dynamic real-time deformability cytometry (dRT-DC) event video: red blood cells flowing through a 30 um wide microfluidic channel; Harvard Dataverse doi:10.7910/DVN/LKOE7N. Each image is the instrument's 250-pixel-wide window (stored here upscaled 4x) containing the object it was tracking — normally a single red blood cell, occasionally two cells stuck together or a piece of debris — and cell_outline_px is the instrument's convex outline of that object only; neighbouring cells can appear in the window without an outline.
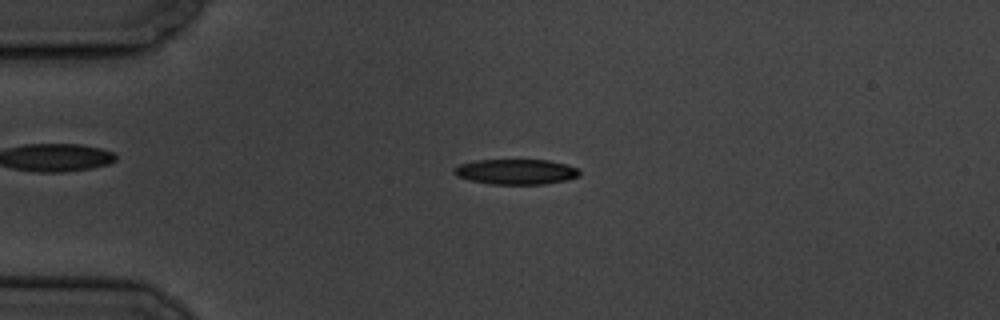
{"species": "common noctule bat (a hibernating species)", "species_latin": "Nyctalus noctula", "temperature_condition": "cold", "stored_images_in_passage": 57, "camera_frame_rate_fps": 3000, "um_per_image_px": 0.085, "animal": {"sex": "male", "body_mass_g": 19.5, "forearm_length_mm": 54.6}, "frame": {"image": 1, "passage_image": 13, "time_ms": 4.0, "image_size_px": [1000, 320], "cell_outline_px": [[580, 176], [564, 180], [544, 184], [488, 184], [468, 180], [456, 176], [452, 172], [452, 168], [460, 164], [476, 160], [548, 160], [568, 164], [576, 168], [580, 172]], "centroid_in_image_um": [43.81, 14.6], "position_along_channel_um": 41.2, "area_um2": 18.61}}
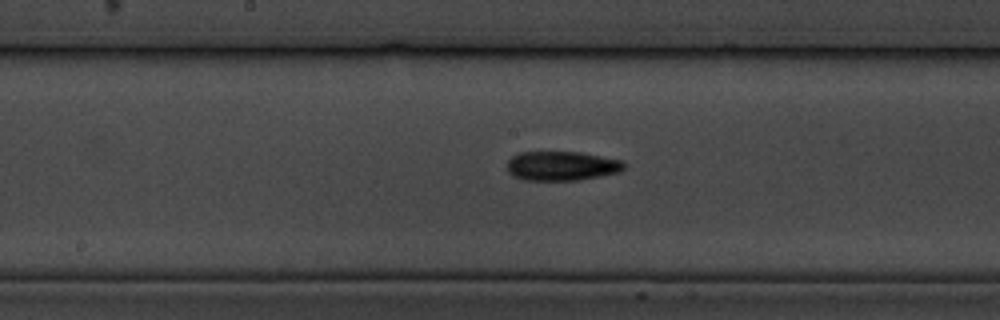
{"frame": {"image": 2, "passage_image": 29, "time_ms": 9.333, "image_size_px": [1000, 320], "cell_outline_px": [[624, 168], [620, 172], [600, 176], [576, 180], [524, 180], [512, 176], [508, 172], [508, 160], [512, 156], [520, 152], [580, 152], [624, 160]], "centroid_in_image_um": [47.75, 14.1], "position_along_channel_um": 200.5, "area_um2": 20.06}}
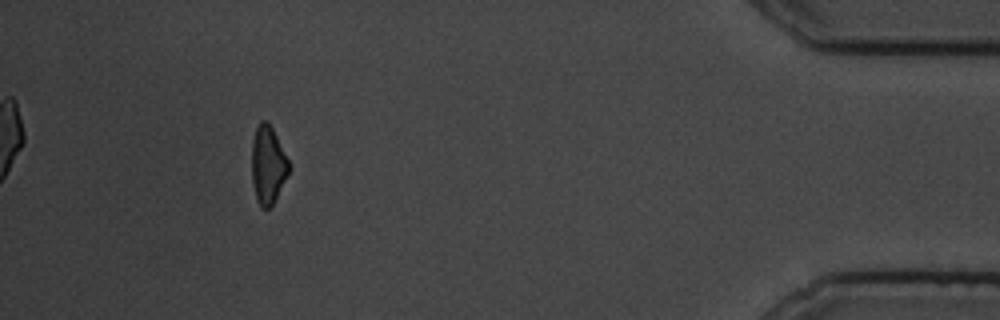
{"frame": {"image": 3, "passage_image": 52, "time_ms": 17.0, "image_size_px": [1000, 320], "cell_outline_px": [[292, 168], [272, 204], [268, 208], [260, 208], [256, 196], [252, 180], [252, 140], [256, 128], [260, 120], [268, 120]], "centroid_in_image_um": [22.77, 13.99], "position_along_channel_um": 412.4, "area_um2": 16.76}, "authors_computed_cell_mechanics": {"area_um2": 18.496, "velocity_mm_per_s": 3.5106, "shape_relaxation_time_tau1_ms": 4.3766, "shape_relaxation_time_tau2_ms": 10.7425, "deformation_change_tau1": 0.1358, "deformation_change_tau2": 0.2363}}